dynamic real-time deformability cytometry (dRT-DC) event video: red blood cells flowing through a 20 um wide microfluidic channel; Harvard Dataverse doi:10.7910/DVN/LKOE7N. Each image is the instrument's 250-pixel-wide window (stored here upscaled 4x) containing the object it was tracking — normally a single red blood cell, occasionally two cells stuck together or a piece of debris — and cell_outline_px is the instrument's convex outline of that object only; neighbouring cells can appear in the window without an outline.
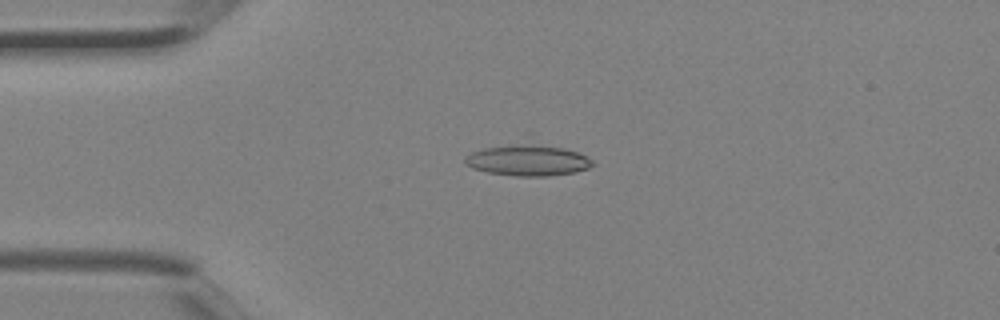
{"species": "Egyptian fruit bat (a non-hibernating species)", "species_latin": "Rousettus aegyptiacus", "temperature_condition": "room temperature", "stored_images_in_passage": 2, "camera_frame_rate_fps": 3000, "um_per_image_px": 0.085, "animal": {"sex": "female"}, "frame": {"image": 1, "passage_image": 2, "time_ms": 0.333, "image_size_px": [1000, 320], "cell_outline_px": [[596, 164], [588, 168], [576, 172], [548, 176], [516, 176], [488, 172], [472, 168], [464, 164], [464, 156], [472, 152], [484, 148], [516, 144], [564, 148], [588, 156]], "centroid_in_image_um": [44.86, 13.65], "position_along_channel_um": 40.1, "area_um2": 22.77}}